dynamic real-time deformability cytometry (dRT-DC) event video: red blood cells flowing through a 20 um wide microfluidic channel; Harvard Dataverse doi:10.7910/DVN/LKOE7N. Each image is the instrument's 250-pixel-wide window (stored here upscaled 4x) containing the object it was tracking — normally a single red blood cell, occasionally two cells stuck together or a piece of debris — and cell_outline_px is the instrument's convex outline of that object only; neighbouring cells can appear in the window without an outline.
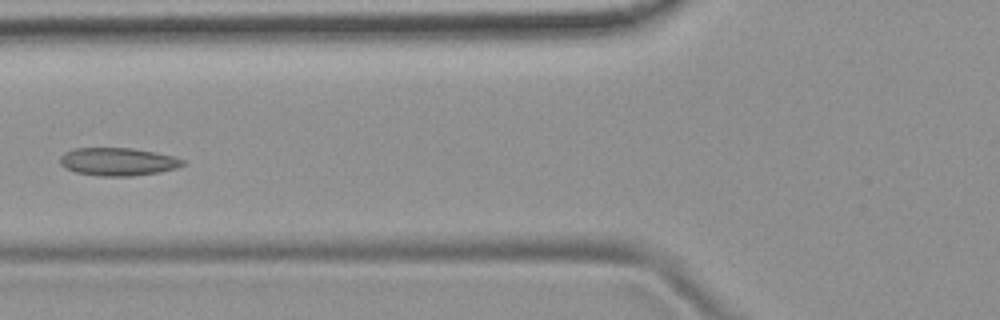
{"species": "common noctule bat (a hibernating species)", "species_latin": "Nyctalus noctula", "temperature_condition": "room temperature", "stored_images_in_passage": 8, "camera_frame_rate_fps": 3000, "um_per_image_px": 0.085, "animal": {"sex": "female", "body_mass_g": 19.9}, "frame": {"image": 1, "passage_image": 7, "time_ms": 2.0, "image_size_px": [1000, 320], "cell_outline_px": [[184, 164], [176, 168], [160, 172], [132, 176], [96, 176], [76, 172], [64, 168], [60, 164], [60, 156], [64, 152], [76, 148], [132, 148], [156, 152], [172, 156], [184, 160]], "centroid_in_image_um": [9.99, 13.74], "position_along_channel_um": 115.8, "area_um2": 20.06}}
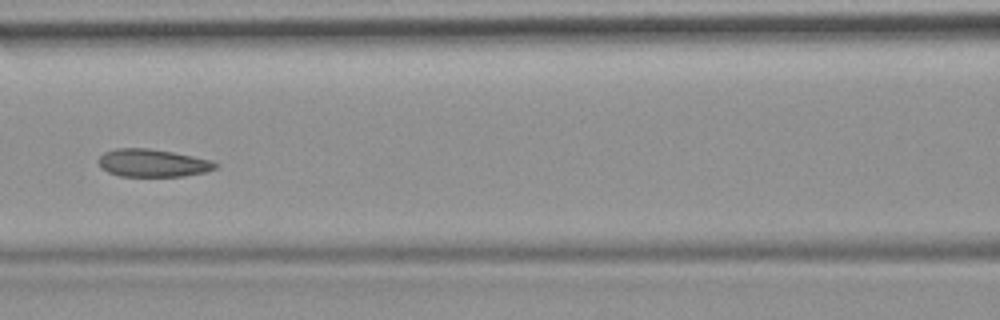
{"frame": {"image": 2, "passage_image": 8, "time_ms": 2.333, "image_size_px": [1000, 320], "cell_outline_px": [[220, 164], [216, 168], [204, 172], [184, 176], [120, 176], [108, 172], [100, 168], [96, 160], [104, 152], [116, 148], [148, 148], [172, 152], [212, 160]], "centroid_in_image_um": [12.95, 13.85], "position_along_channel_um": 153.7, "area_um2": 19.02}}